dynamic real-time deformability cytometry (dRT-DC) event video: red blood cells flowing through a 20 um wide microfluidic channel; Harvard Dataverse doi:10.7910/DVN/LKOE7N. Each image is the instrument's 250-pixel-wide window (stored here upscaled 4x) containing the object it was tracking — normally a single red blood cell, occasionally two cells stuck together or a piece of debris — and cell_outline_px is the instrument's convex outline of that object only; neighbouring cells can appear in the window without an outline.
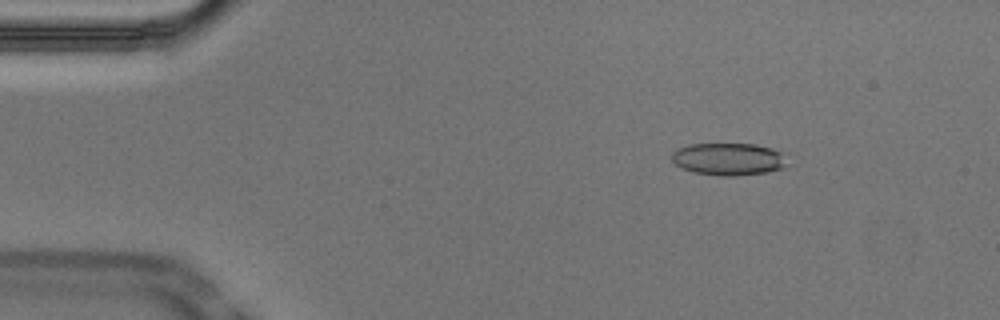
{"species": "Egyptian fruit bat (a non-hibernating species)", "species_latin": "Rousettus aegyptiacus", "temperature_condition": "cold", "stored_images_in_passage": 53, "camera_frame_rate_fps": 3000, "um_per_image_px": 0.085, "animal": {"sex": "male"}, "frame": {"image": 1, "passage_image": 7, "time_ms": 2.0, "image_size_px": [1000, 320], "cell_outline_px": [[788, 164], [784, 168], [768, 172], [736, 176], [724, 176], [692, 172], [680, 168], [672, 160], [672, 152], [688, 144], [756, 144], [772, 148], [780, 152]], "centroid_in_image_um": [61.92, 13.53], "position_along_channel_um": 23.1, "area_um2": 21.85}}
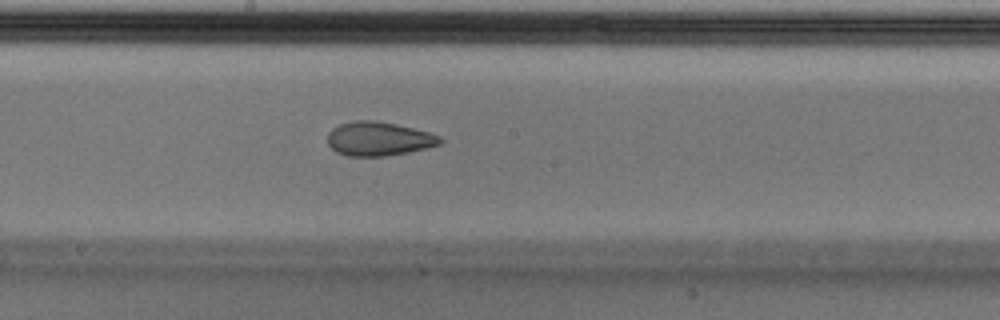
{"frame": {"image": 2, "passage_image": 28, "time_ms": 9.0, "image_size_px": [1000, 320], "cell_outline_px": [[444, 140], [440, 144], [408, 152], [384, 156], [348, 156], [336, 152], [328, 144], [328, 132], [332, 128], [340, 124], [356, 120], [372, 120], [396, 124], [428, 132], [440, 136]], "centroid_in_image_um": [32.17, 11.8], "position_along_channel_um": 216.0, "area_um2": 22.14}}
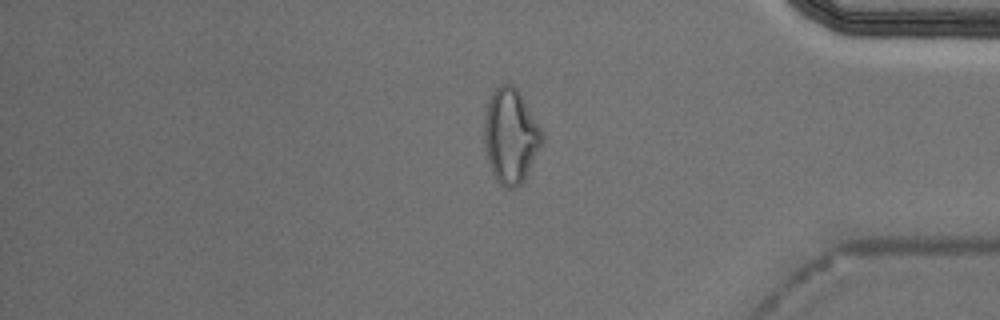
{"frame": {"image": 3, "passage_image": 44, "time_ms": 14.333, "image_size_px": [1000, 320], "cell_outline_px": [[544, 140], [524, 180], [516, 188], [508, 188], [500, 184], [496, 180], [492, 172], [484, 148], [484, 120], [488, 104], [492, 92], [500, 84], [512, 84], [516, 88], [524, 100], [544, 132]], "centroid_in_image_um": [43.41, 11.57], "position_along_channel_um": 391.8, "area_um2": 31.85}, "authors_computed_cell_mechanics": {"area_um2": 22.542, "velocity_mm_per_s": 3.7369, "shape_relaxation_time_tau1_ms": null, "shape_relaxation_time_tau2_ms": 2.475, "deformation_change_tau1": null, "deformation_change_tau2": 0.092}}